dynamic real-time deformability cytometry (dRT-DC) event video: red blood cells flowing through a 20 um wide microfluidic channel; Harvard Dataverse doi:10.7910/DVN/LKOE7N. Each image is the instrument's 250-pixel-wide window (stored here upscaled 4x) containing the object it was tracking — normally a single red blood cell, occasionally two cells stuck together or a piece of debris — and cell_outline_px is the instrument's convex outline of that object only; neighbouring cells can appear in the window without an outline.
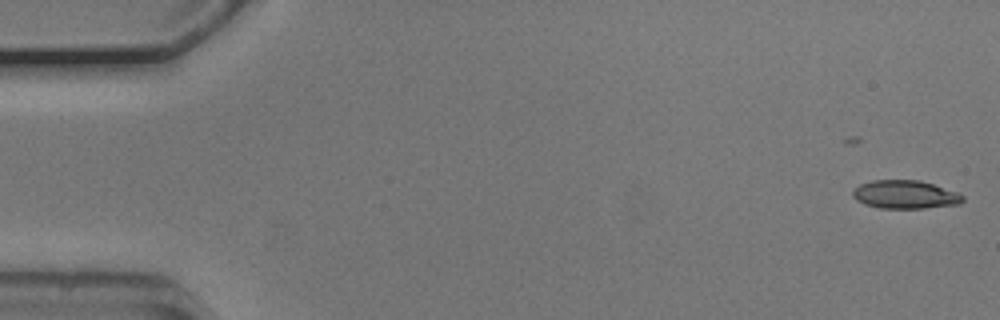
{"species": "common noctule bat (a hibernating species)", "species_latin": "Nyctalus noctula", "temperature_condition": "cold", "stored_images_in_passage": 34, "camera_frame_rate_fps": 3000, "um_per_image_px": 0.085, "animal": {"sex": "male", "body_mass_g": 20.5, "forearm_length_mm": 52.5}, "frame": {"image": 1, "passage_image": 1, "time_ms": 0.0, "image_size_px": [1000, 320], "cell_outline_px": [[964, 200], [960, 204], [924, 208], [880, 208], [864, 204], [856, 200], [852, 196], [852, 192], [860, 184], [872, 180], [920, 180], [956, 192], [964, 196]], "centroid_in_image_um": [76.92, 16.54], "position_along_channel_um": 8.1, "area_um2": 18.09}}
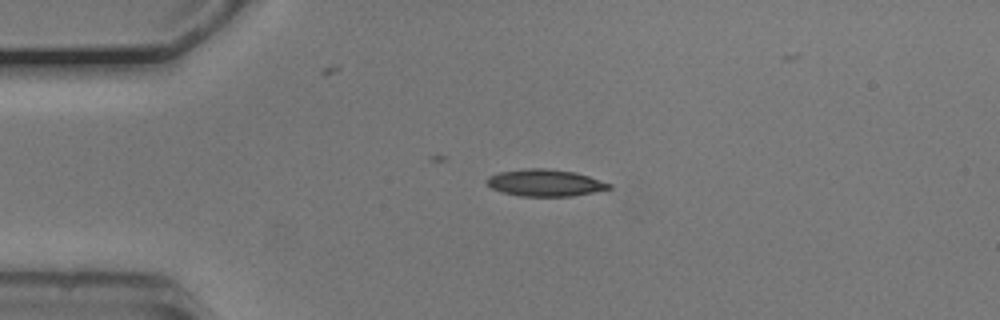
{"frame": {"image": 2, "passage_image": 12, "time_ms": 3.667, "image_size_px": [1000, 320], "cell_outline_px": [[612, 188], [572, 196], [520, 196], [504, 192], [492, 188], [484, 180], [488, 176], [500, 172], [524, 168], [544, 168], [576, 172], [612, 184]], "centroid_in_image_um": [46.32, 15.53], "position_along_channel_um": 38.7, "area_um2": 19.07}}